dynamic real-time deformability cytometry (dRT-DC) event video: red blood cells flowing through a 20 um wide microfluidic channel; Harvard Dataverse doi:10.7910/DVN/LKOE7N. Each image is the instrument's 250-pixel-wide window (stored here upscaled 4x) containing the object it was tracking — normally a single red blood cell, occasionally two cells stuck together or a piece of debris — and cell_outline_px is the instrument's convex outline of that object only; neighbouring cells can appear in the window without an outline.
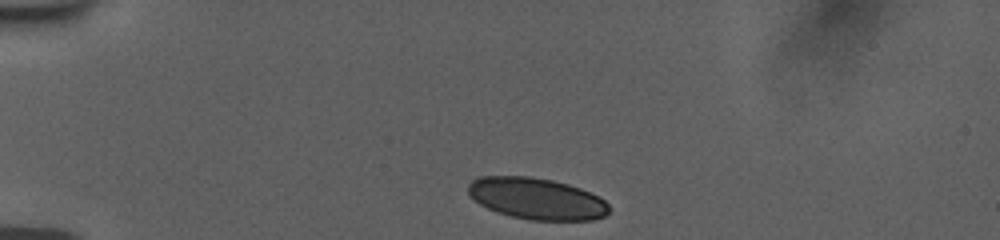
{"species": "human", "species_latin": "Homo sapiens", "temperature_condition": "room temperature", "stored_images_in_passage": 43, "camera_frame_rate_fps": 3000, "um_per_image_px": 0.085, "donor": {"sex": "female"}, "frame": {"image": 1, "passage_image": 1, "time_ms": 0.0, "image_size_px": [1000, 240], "cell_outline_px": [[608, 212], [604, 216], [592, 220], [528, 220], [496, 212], [480, 204], [468, 196], [468, 184], [476, 176], [528, 176], [552, 180], [568, 184], [580, 188], [604, 200], [608, 204]], "centroid_in_image_um": [45.56, 16.88], "position_along_channel_um": 39.4, "area_um2": 34.1}}
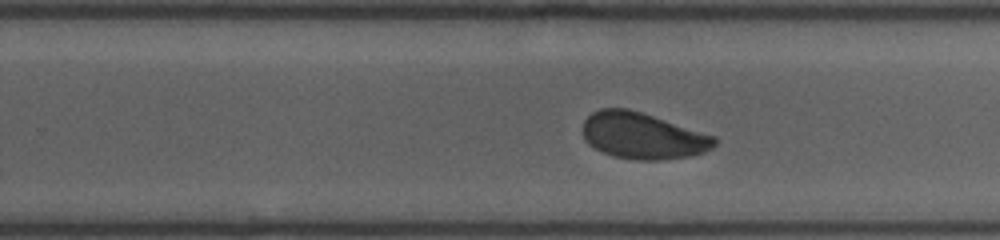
{"frame": {"image": 2, "passage_image": 24, "time_ms": 7.667, "image_size_px": [1000, 240], "cell_outline_px": [[716, 144], [712, 148], [704, 152], [688, 156], [660, 160], [636, 160], [616, 156], [604, 152], [588, 144], [584, 140], [584, 120], [592, 112], [600, 108], [628, 108], [716, 136]], "centroid_in_image_um": [54.63, 11.54], "position_along_channel_um": 275.2, "area_um2": 35.32}}
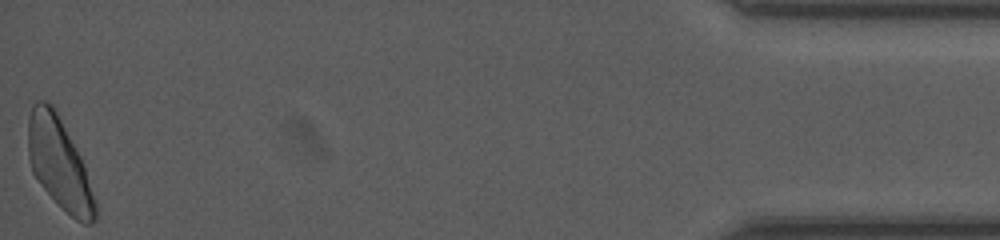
{"frame": {"image": 3, "passage_image": 43, "time_ms": 14.0, "image_size_px": [1000, 240], "cell_outline_px": [[96, 220], [92, 224], [84, 224], [76, 220], [44, 188], [32, 172], [28, 156], [28, 116], [32, 104], [36, 100], [44, 100], [52, 104], [80, 156], [96, 200]], "centroid_in_image_um": [5.02, 13.87], "position_along_channel_um": 430.2, "area_um2": 35.03}, "authors_computed_cell_mechanics": {"area_um2": 35.6048, "velocity_mm_per_s": 3.7452, "shape_relaxation_time_tau1_ms": 4.8553, "shape_relaxation_time_tau2_ms": 10.7099, "deformation_change_tau1": 0.1198, "deformation_change_tau2": 0.1272}}